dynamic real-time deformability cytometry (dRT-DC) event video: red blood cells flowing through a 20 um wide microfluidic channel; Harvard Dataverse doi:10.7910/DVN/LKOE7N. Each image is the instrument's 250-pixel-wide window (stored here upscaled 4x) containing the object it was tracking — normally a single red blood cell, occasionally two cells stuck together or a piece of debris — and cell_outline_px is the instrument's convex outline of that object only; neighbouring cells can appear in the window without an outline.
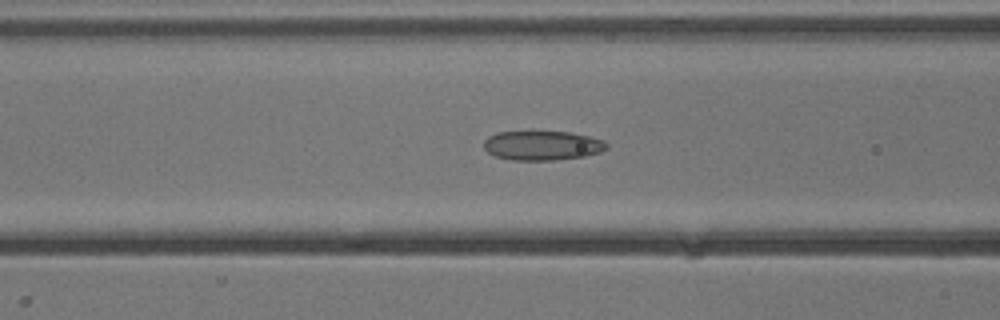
{"species": "common noctule bat (a hibernating species)", "species_latin": "Nyctalus noctula", "temperature_condition": "cold", "stored_images_in_passage": 54, "camera_frame_rate_fps": 3000, "um_per_image_px": 0.085, "animal": {"sex": "male", "body_mass_g": 13.3}, "frame": {"image": 1, "passage_image": 22, "time_ms": 7.0, "image_size_px": [1000, 320], "cell_outline_px": [[608, 148], [600, 152], [584, 156], [556, 160], [512, 160], [496, 156], [488, 152], [484, 148], [484, 140], [488, 136], [496, 132], [572, 132], [604, 140], [608, 144]], "centroid_in_image_um": [46.1, 12.37], "position_along_channel_um": 120.5, "area_um2": 21.04}}
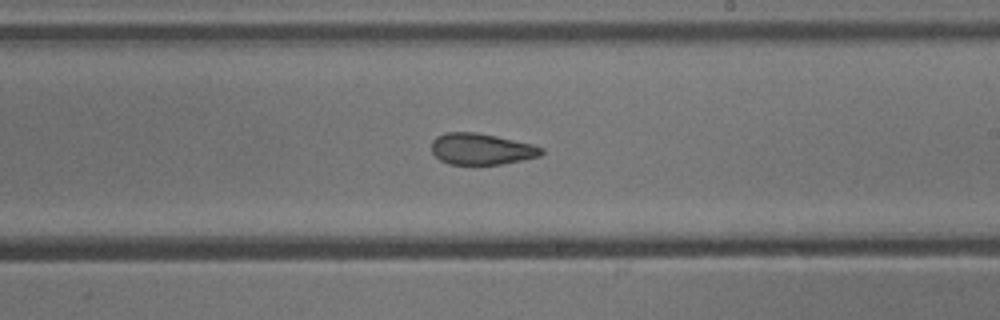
{"frame": {"image": 2, "passage_image": 32, "time_ms": 10.333, "image_size_px": [1000, 320], "cell_outline_px": [[544, 152], [540, 156], [500, 164], [448, 164], [440, 160], [432, 152], [432, 140], [436, 136], [444, 132], [476, 132], [496, 136], [532, 144], [544, 148]], "centroid_in_image_um": [40.9, 12.66], "position_along_channel_um": 248.1, "area_um2": 20.0}}
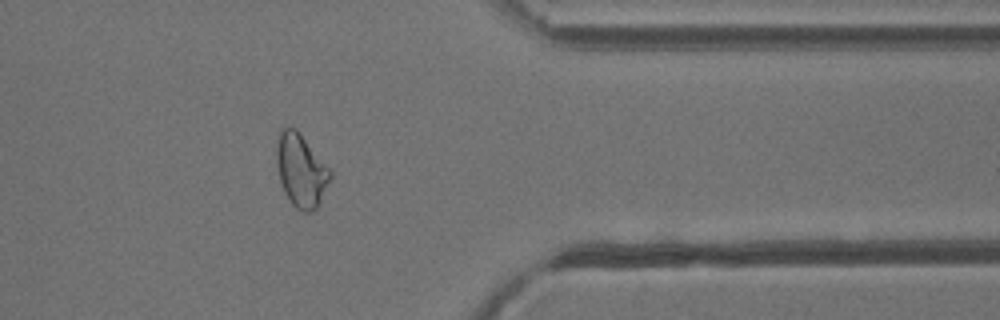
{"frame": {"image": 3, "passage_image": 44, "time_ms": 14.333, "image_size_px": [1000, 320], "cell_outline_px": [[332, 176], [316, 208], [312, 212], [300, 212], [292, 204], [284, 192], [280, 180], [276, 160], [276, 144], [280, 128], [296, 128], [300, 132], [332, 168]], "centroid_in_image_um": [25.6, 14.45], "position_along_channel_um": 385.8, "area_um2": 23.24}, "authors_computed_cell_mechanics": {"area_um2": 23.5246, "velocity_mm_per_s": 3.8282, "shape_relaxation_time_tau1_ms": null, "shape_relaxation_time_tau2_ms": 2.4849, "deformation_change_tau1": null, "deformation_change_tau2": 0.1051}}